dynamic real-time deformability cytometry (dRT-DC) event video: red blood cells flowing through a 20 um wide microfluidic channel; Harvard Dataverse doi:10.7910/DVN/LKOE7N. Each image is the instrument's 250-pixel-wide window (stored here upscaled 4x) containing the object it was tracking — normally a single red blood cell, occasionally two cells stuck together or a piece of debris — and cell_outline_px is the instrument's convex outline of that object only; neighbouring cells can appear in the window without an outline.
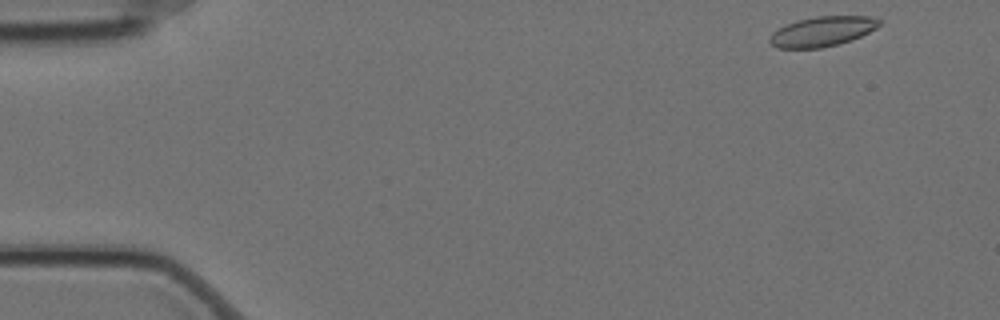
{"species": "Egyptian fruit bat (a non-hibernating species)", "species_latin": "Rousettus aegyptiacus", "temperature_condition": "cold", "stored_images_in_passage": 4, "camera_frame_rate_fps": 3000, "um_per_image_px": 0.085, "animal": {"sex": "female"}, "frame": {"image": 1, "passage_image": 1, "time_ms": 0.0, "image_size_px": [1000, 320], "cell_outline_px": [[880, 24], [876, 28], [852, 40], [820, 48], [776, 48], [768, 40], [772, 32], [796, 20], [816, 16], [872, 16], [880, 20]], "centroid_in_image_um": [69.89, 2.67], "position_along_channel_um": 15.1, "area_um2": 18.96}}
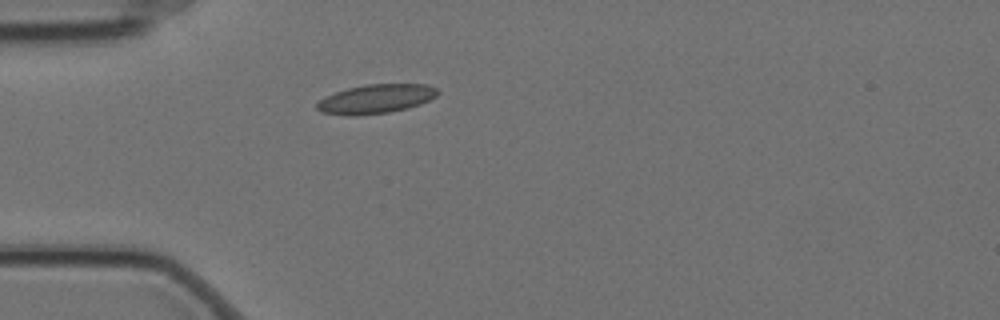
{"frame": {"image": 2, "passage_image": 4, "time_ms": 1.0, "image_size_px": [1000, 320], "cell_outline_px": [[440, 92], [436, 96], [420, 104], [408, 108], [388, 112], [356, 116], [352, 116], [320, 112], [316, 108], [316, 104], [320, 100], [336, 92], [348, 88], [368, 84], [428, 84], [436, 88]], "centroid_in_image_um": [31.97, 8.41], "position_along_channel_um": 53.0, "area_um2": 20.35}}